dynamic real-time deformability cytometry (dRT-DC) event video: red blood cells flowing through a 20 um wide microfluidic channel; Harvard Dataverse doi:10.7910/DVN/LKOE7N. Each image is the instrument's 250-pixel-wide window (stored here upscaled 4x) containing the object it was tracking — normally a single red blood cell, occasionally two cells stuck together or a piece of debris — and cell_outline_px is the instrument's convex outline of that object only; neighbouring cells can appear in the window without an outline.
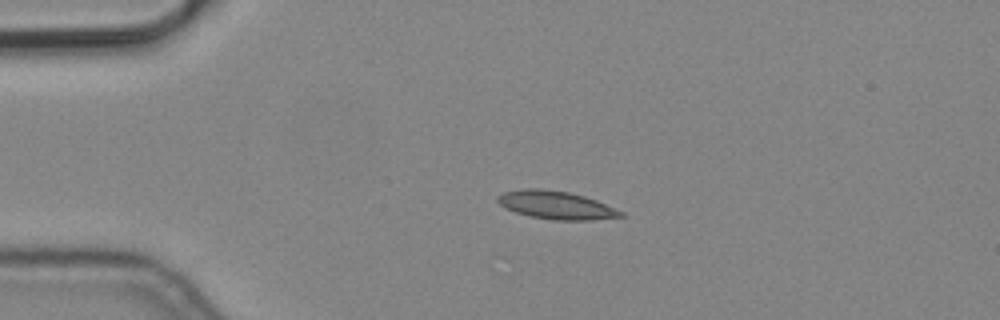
{"species": "common noctule bat (a hibernating species)", "species_latin": "Nyctalus noctula", "temperature_condition": "cold", "stored_images_in_passage": 2, "camera_frame_rate_fps": 3000, "um_per_image_px": 0.085, "animal": {"sex": "male", "body_mass_g": 19.2, "forearm_length_mm": 51.8}, "frame": {"image": 1, "passage_image": 1, "time_ms": 0.0, "image_size_px": [1000, 320], "cell_outline_px": [[624, 216], [592, 220], [552, 220], [532, 216], [516, 212], [504, 208], [496, 200], [496, 196], [504, 192], [528, 188], [540, 188], [568, 192], [584, 196], [596, 200], [624, 212]], "centroid_in_image_um": [47.26, 17.43], "position_along_channel_um": 37.7, "area_um2": 20.06}}